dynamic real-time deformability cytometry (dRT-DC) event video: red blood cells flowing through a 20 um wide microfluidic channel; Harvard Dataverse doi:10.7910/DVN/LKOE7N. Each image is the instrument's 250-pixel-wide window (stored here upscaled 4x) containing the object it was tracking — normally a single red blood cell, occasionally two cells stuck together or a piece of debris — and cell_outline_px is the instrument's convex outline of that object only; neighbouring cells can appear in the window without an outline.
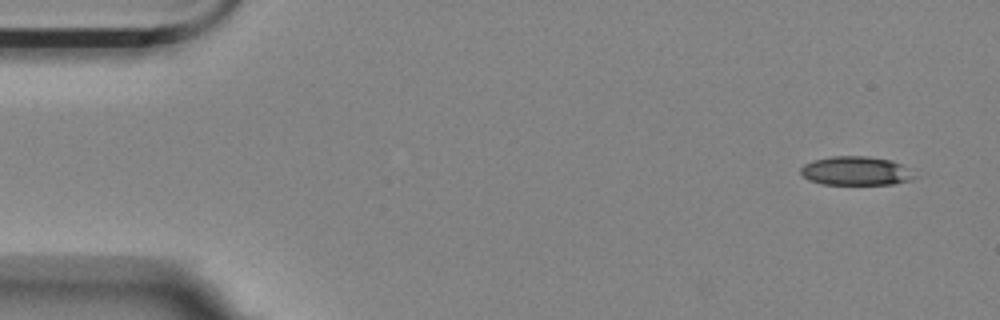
{"species": "Egyptian fruit bat (a non-hibernating species)", "species_latin": "Rousettus aegyptiacus", "temperature_condition": "room temperature", "stored_images_in_passage": 2, "camera_frame_rate_fps": 3000, "um_per_image_px": 0.085, "animal": {"sex": "female"}, "frame": {"image": 1, "passage_image": 2, "time_ms": 1.0, "image_size_px": [1000, 320], "cell_outline_px": [[920, 176], [912, 180], [892, 184], [820, 184], [808, 180], [800, 172], [800, 168], [804, 164], [812, 160], [832, 156], [868, 156], [892, 160], [916, 168]], "centroid_in_image_um": [72.89, 14.52], "position_along_channel_um": 12.1, "area_um2": 19.88}}